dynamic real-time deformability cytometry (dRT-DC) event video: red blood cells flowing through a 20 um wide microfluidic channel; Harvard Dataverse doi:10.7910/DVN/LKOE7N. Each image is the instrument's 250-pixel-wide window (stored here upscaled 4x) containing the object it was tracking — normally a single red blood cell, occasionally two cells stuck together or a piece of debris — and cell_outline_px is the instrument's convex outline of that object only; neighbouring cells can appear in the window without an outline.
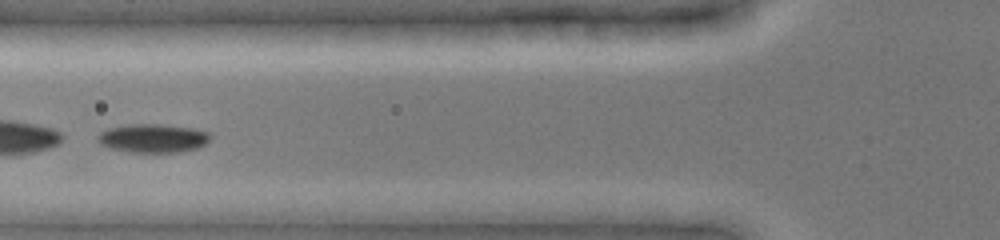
{"species": "common noctule bat (a hibernating species)", "species_latin": "Nyctalus noctula", "temperature_condition": "cold", "stored_images_in_passage": 44, "camera_frame_rate_fps": 3000, "um_per_image_px": 0.085, "animal": {"sex": "female", "body_mass_g": 19.0, "forearm_length_mm": 51.5}, "frame": {"image": 1, "passage_image": 16, "time_ms": 6.0, "image_size_px": [1000, 240], "cell_outline_px": [[212, 136], [204, 144], [196, 148], [180, 152], [132, 152], [108, 148], [100, 144], [96, 140], [96, 136], [100, 132], [108, 128], [128, 124], [160, 124], [196, 128], [208, 132]], "centroid_in_image_um": [12.97, 11.74], "position_along_channel_um": 112.8, "area_um2": 18.96}}
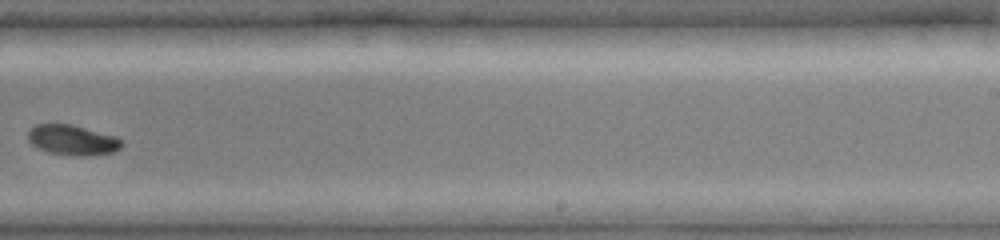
{"frame": {"image": 2, "passage_image": 27, "time_ms": 10.333, "image_size_px": [1000, 240], "cell_outline_px": [[124, 144], [120, 148], [112, 152], [92, 156], [76, 156], [48, 152], [32, 144], [28, 140], [28, 132], [36, 124], [72, 124], [116, 136]], "centroid_in_image_um": [6.18, 11.91], "position_along_channel_um": 282.8, "area_um2": 16.47}, "authors_computed_cell_mechanics": {"area_um2": 19.074, "velocity_mm_per_s": 3.945, "shape_relaxation_time_tau1_ms": 3.1566, "shape_relaxation_time_tau2_ms": null, "deformation_change_tau1": 0.1014, "deformation_change_tau2": null}}